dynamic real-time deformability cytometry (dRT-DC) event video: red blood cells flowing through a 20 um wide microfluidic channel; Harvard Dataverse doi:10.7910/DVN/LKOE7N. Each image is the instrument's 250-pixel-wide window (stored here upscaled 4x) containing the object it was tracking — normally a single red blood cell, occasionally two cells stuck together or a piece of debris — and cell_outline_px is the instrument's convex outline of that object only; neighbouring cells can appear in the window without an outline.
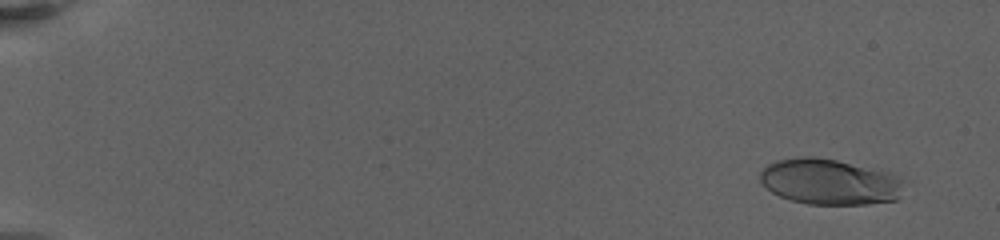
{"species": "human", "species_latin": "Homo sapiens", "temperature_condition": "warm", "stored_images_in_passage": 15, "camera_frame_rate_fps": 3000, "um_per_image_px": 0.085, "donor": {"sex": "female"}, "frame": {"image": 1, "passage_image": 2, "time_ms": 0.667, "image_size_px": [1000, 240], "cell_outline_px": [[900, 180], [896, 200], [868, 204], [808, 204], [792, 200], [780, 196], [772, 192], [760, 180], [760, 172], [768, 164], [776, 160], [804, 156], [816, 156], [836, 160], [888, 172]], "centroid_in_image_um": [70.43, 15.44], "position_along_channel_um": 14.6, "area_um2": 37.63}}
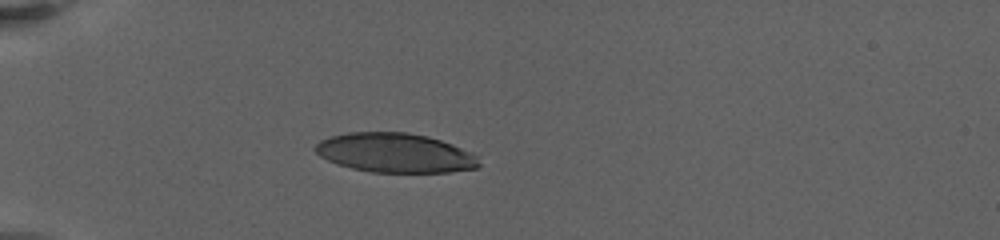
{"frame": {"image": 2, "passage_image": 12, "time_ms": 6.333, "image_size_px": [1000, 240], "cell_outline_px": [[480, 164], [476, 168], [448, 172], [372, 172], [352, 168], [336, 164], [320, 156], [312, 148], [320, 140], [332, 136], [348, 132], [408, 132], [428, 136], [452, 144], [472, 152], [476, 156]], "centroid_in_image_um": [33.56, 12.99], "position_along_channel_um": 51.4, "area_um2": 37.57}}
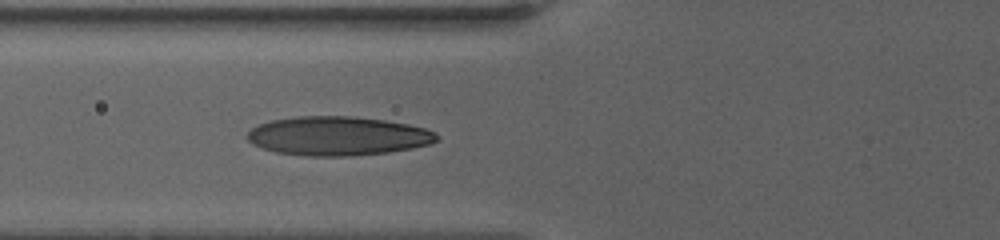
{"frame": {"image": 3, "passage_image": 15, "time_ms": 8.667, "image_size_px": [1000, 240], "cell_outline_px": [[440, 140], [428, 144], [412, 148], [388, 152], [348, 156], [304, 156], [276, 152], [252, 144], [248, 140], [248, 132], [252, 128], [260, 124], [272, 120], [296, 116], [352, 116], [384, 120], [408, 124], [424, 128], [436, 132], [440, 136]], "centroid_in_image_um": [28.74, 11.56], "position_along_channel_um": 97.1, "area_um2": 43.06}}